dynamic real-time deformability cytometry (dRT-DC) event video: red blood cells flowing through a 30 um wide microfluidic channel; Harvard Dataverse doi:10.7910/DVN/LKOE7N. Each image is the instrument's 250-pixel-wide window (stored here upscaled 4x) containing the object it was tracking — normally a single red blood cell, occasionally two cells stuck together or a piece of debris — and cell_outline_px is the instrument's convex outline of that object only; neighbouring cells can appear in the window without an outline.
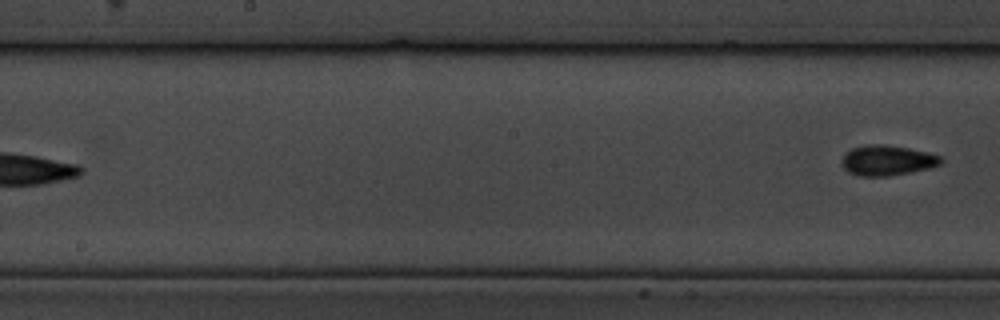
{"species": "common noctule bat (a hibernating species)", "species_latin": "Nyctalus noctula", "temperature_condition": "cold", "stored_images_in_passage": 9, "segment_of_instrument_passage": [2, 2], "camera_frame_rate_fps": 3000, "um_per_image_px": 0.085, "animal": {"sex": "male", "body_mass_g": 19.5, "forearm_length_mm": 54.6}, "frame": {"image": 1, "passage_image": 9, "time_ms": 9.667, "image_size_px": [1000, 320], "cell_outline_px": [[944, 160], [940, 164], [928, 168], [888, 176], [860, 176], [848, 172], [840, 164], [840, 160], [844, 152], [852, 148], [864, 144], [880, 144], [908, 148], [928, 152], [940, 156]], "centroid_in_image_um": [75.35, 13.62], "position_along_channel_um": 172.9, "area_um2": 17.57}}